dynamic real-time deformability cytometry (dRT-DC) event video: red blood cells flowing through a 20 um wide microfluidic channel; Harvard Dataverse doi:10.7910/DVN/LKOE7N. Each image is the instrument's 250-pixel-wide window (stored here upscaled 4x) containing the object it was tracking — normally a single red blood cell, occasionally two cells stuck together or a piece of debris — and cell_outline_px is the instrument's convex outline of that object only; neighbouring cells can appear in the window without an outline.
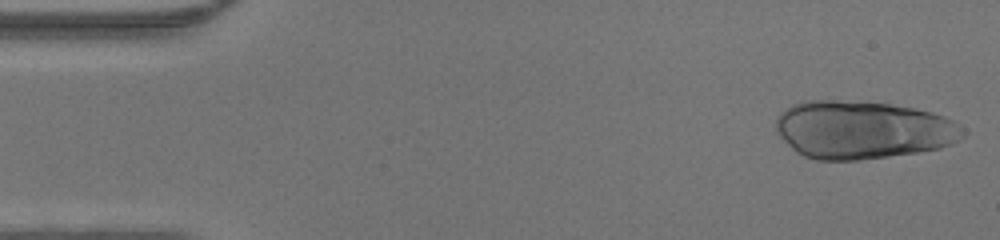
{"species": "human", "species_latin": "Homo sapiens", "temperature_condition": "warm", "stored_images_in_passage": 45, "camera_frame_rate_fps": 3000, "um_per_image_px": 0.085, "donor": {"sex": "male"}, "frame": {"image": 1, "passage_image": 1, "time_ms": 0.0, "image_size_px": [1000, 240], "cell_outline_px": [[964, 136], [960, 140], [952, 144], [940, 148], [916, 152], [860, 160], [816, 160], [804, 156], [796, 152], [776, 132], [776, 116], [780, 112], [792, 104], [804, 100], [836, 100], [892, 104], [916, 108], [932, 112], [944, 116], [960, 124], [964, 128]], "centroid_in_image_um": [73.33, 11.03], "position_along_channel_um": 11.7, "area_um2": 63.58}}
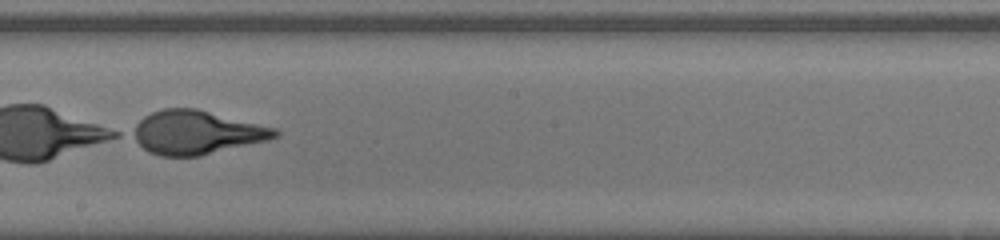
{"frame": {"image": 2, "passage_image": 25, "time_ms": 8.0, "image_size_px": [1000, 240], "cell_outline_px": [[280, 136], [268, 140], [200, 156], [160, 156], [148, 152], [128, 136], [128, 132], [144, 116], [152, 112], [164, 108], [196, 108], [276, 128], [280, 132]], "centroid_in_image_um": [16.65, 11.26], "position_along_channel_um": 231.6, "area_um2": 36.53}}